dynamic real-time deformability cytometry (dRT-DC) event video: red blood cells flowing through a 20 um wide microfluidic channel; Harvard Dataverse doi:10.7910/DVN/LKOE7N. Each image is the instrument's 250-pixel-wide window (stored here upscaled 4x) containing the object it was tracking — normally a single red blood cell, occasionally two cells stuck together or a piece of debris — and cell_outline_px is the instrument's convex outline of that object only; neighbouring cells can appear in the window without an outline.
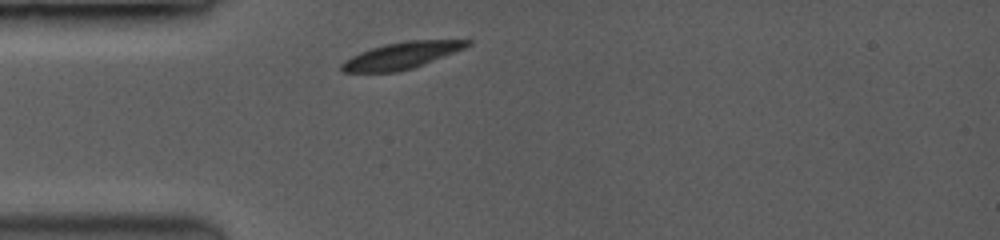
{"species": "common noctule bat (a hibernating species)", "species_latin": "Nyctalus noctula", "temperature_condition": "room temperature", "stored_images_in_passage": 8, "camera_frame_rate_fps": 3500, "um_per_image_px": 0.085, "animal": {"sex": "female", "body_mass_g": 19.0, "forearm_length_mm": 53.3}, "frame": {"image": 1, "passage_image": 1, "time_ms": 0.0, "image_size_px": [1000, 240], "cell_outline_px": [[472, 44], [464, 48], [412, 68], [396, 72], [344, 72], [340, 68], [340, 64], [344, 60], [360, 52], [384, 44], [408, 40], [472, 40]], "centroid_in_image_um": [34.09, 4.71], "position_along_channel_um": 50.9, "area_um2": 19.25}}
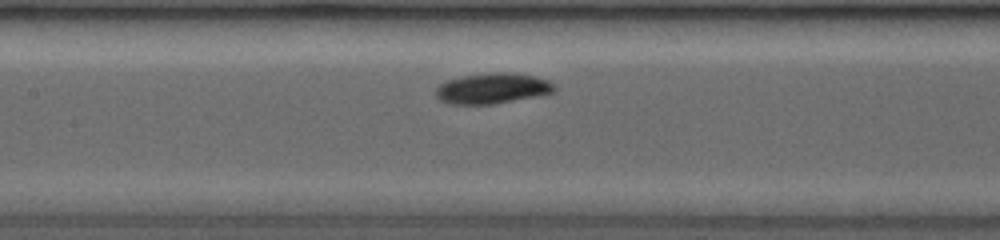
{"frame": {"image": 2, "passage_image": 6, "time_ms": 3.143, "image_size_px": [1000, 240], "cell_outline_px": [[556, 88], [552, 92], [492, 104], [456, 104], [444, 100], [436, 92], [436, 88], [440, 84], [448, 80], [460, 76], [492, 72], [512, 72], [532, 76], [548, 80], [556, 84]], "centroid_in_image_um": [41.88, 7.48], "position_along_channel_um": 165.5, "area_um2": 20.58}}
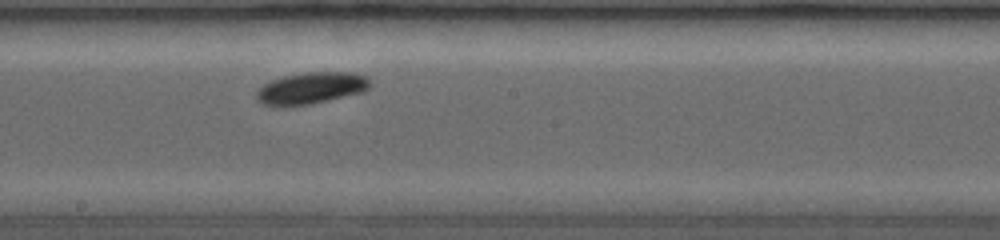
{"frame": {"image": 3, "passage_image": 8, "time_ms": 4.571, "image_size_px": [1000, 240], "cell_outline_px": [[368, 88], [360, 92], [308, 104], [264, 104], [260, 100], [256, 92], [264, 84], [272, 80], [284, 76], [308, 72], [348, 72], [368, 76]], "centroid_in_image_um": [26.47, 7.44], "position_along_channel_um": 221.7, "area_um2": 19.88}}